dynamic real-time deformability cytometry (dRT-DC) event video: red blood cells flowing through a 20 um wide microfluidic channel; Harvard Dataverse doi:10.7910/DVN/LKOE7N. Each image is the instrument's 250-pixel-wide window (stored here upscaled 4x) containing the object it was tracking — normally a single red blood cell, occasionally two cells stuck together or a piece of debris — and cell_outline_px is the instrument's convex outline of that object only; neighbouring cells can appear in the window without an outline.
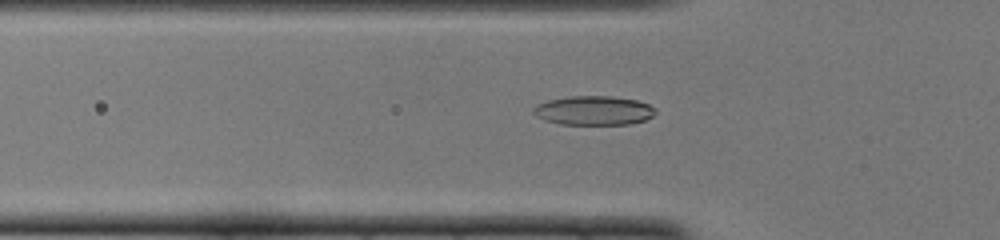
{"species": "common noctule bat (a hibernating species)", "species_latin": "Nyctalus noctula", "temperature_condition": "cold", "stored_images_in_passage": 50, "camera_frame_rate_fps": 3000, "um_per_image_px": 0.085, "animal": {"sex": "female", "body_mass_g": 22.0, "forearm_length_mm": 56.7}, "frame": {"image": 1, "passage_image": 16, "time_ms": 5.0, "image_size_px": [1000, 240], "cell_outline_px": [[656, 112], [652, 116], [644, 120], [628, 124], [560, 124], [544, 120], [536, 116], [532, 112], [532, 108], [536, 104], [548, 100], [568, 96], [612, 96], [636, 100], [648, 104], [656, 108]], "centroid_in_image_um": [50.43, 9.38], "position_along_channel_um": 75.4, "area_um2": 20.81}}
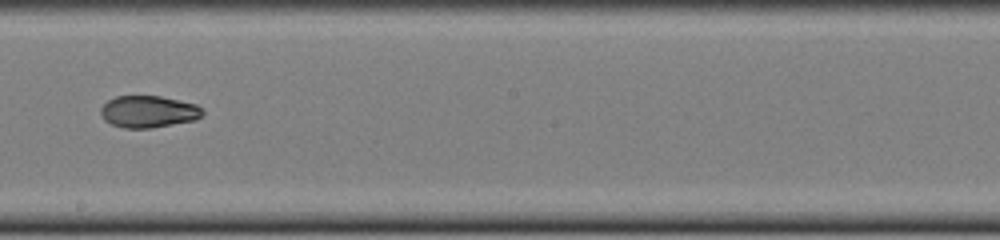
{"frame": {"image": 2, "passage_image": 28, "time_ms": 9.0, "image_size_px": [1000, 240], "cell_outline_px": [[204, 112], [196, 120], [152, 128], [124, 128], [112, 124], [104, 120], [100, 112], [100, 108], [108, 100], [116, 96], [160, 96], [196, 104], [204, 108]], "centroid_in_image_um": [12.63, 9.49], "position_along_channel_um": 235.6, "area_um2": 19.02}}
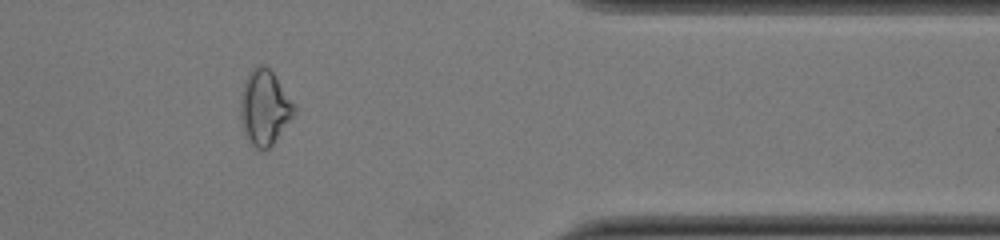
{"frame": {"image": 3, "passage_image": 41, "time_ms": 13.333, "image_size_px": [1000, 240], "cell_outline_px": [[296, 112], [272, 144], [264, 152], [256, 148], [248, 140], [244, 132], [240, 116], [240, 96], [244, 80], [248, 72], [256, 64], [264, 64], [272, 72], [296, 108]], "centroid_in_image_um": [22.44, 9.13], "position_along_channel_um": 389.0, "area_um2": 23.35}, "authors_computed_cell_mechanics": {"area_um2": 20.2878, "velocity_mm_per_s": 4.0065, "shape_relaxation_time_tau1_ms": null, "shape_relaxation_time_tau2_ms": 5.5015, "deformation_change_tau1": null, "deformation_change_tau2": 0.0863}}